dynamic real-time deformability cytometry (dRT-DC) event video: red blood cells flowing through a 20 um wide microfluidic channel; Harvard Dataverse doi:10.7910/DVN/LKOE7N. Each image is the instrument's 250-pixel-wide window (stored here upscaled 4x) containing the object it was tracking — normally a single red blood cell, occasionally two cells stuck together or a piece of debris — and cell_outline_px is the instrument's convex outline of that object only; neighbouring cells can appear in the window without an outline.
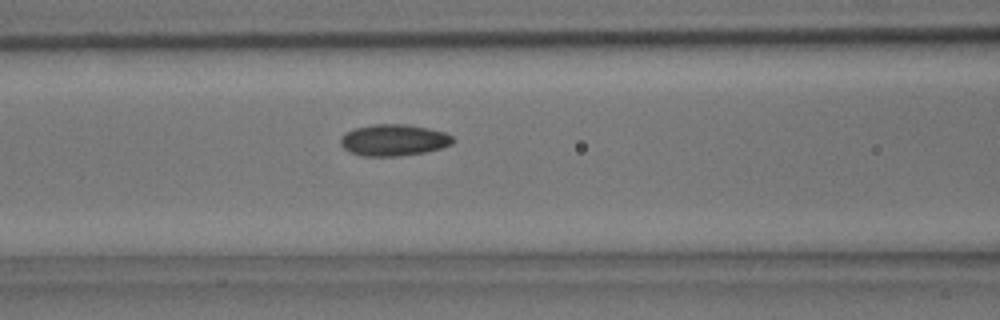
{"species": "common noctule bat (a hibernating species)", "species_latin": "Nyctalus noctula", "temperature_condition": "room temperature", "stored_images_in_passage": 27, "camera_frame_rate_fps": 3000, "um_per_image_px": 0.085, "animal": {"sex": "male", "body_mass_g": 15.6}, "frame": {"image": 1, "passage_image": 5, "time_ms": 1.333, "image_size_px": [1000, 320], "cell_outline_px": [[456, 140], [452, 144], [440, 148], [424, 152], [400, 156], [364, 156], [352, 152], [344, 148], [340, 144], [340, 136], [356, 128], [376, 124], [408, 124], [428, 128], [444, 132], [452, 136]], "centroid_in_image_um": [33.49, 11.9], "position_along_channel_um": 133.1, "area_um2": 20.52}}
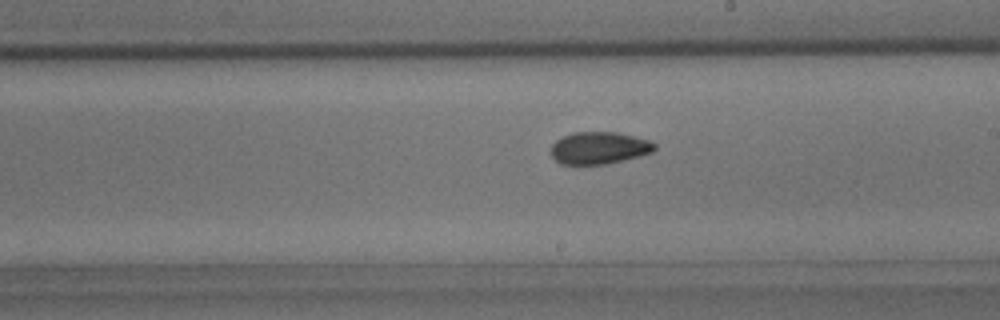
{"frame": {"image": 2, "passage_image": 12, "time_ms": 3.667, "image_size_px": [1000, 320], "cell_outline_px": [[656, 148], [652, 152], [608, 164], [560, 164], [552, 156], [552, 144], [556, 140], [572, 132], [620, 132], [636, 136], [648, 140], [656, 144]], "centroid_in_image_um": [50.94, 12.56], "position_along_channel_um": 238.1, "area_um2": 19.42}}